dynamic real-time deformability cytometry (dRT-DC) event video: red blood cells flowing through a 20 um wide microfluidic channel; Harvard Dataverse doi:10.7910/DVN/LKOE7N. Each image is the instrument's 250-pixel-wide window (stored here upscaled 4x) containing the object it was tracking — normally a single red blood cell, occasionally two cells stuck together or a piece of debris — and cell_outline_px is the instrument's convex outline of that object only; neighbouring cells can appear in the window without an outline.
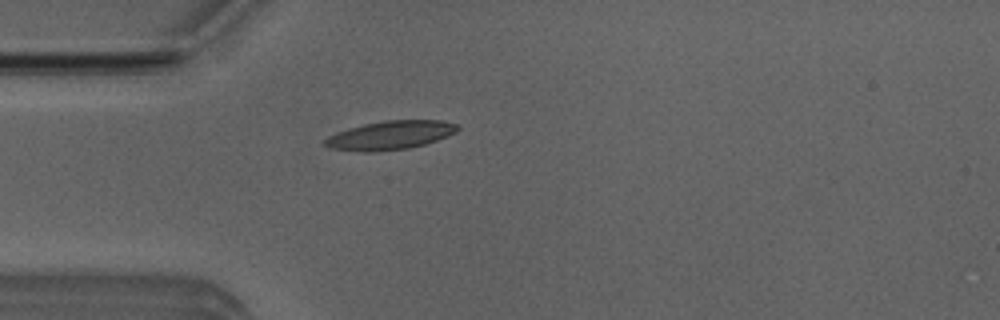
{"species": "Egyptian fruit bat (a non-hibernating species)", "species_latin": "Rousettus aegyptiacus", "temperature_condition": "room temperature", "stored_images_in_passage": 51, "camera_frame_rate_fps": 3000, "um_per_image_px": 0.085, "animal": {"sex": "male"}, "frame": {"image": 1, "passage_image": 14, "time_ms": 4.333, "image_size_px": [1000, 320], "cell_outline_px": [[460, 128], [456, 132], [448, 136], [424, 144], [408, 148], [368, 152], [364, 152], [332, 148], [324, 144], [324, 140], [328, 136], [336, 132], [348, 128], [364, 124], [384, 120], [444, 120], [456, 124]], "centroid_in_image_um": [33.18, 11.48], "position_along_channel_um": 51.8, "area_um2": 22.08}}
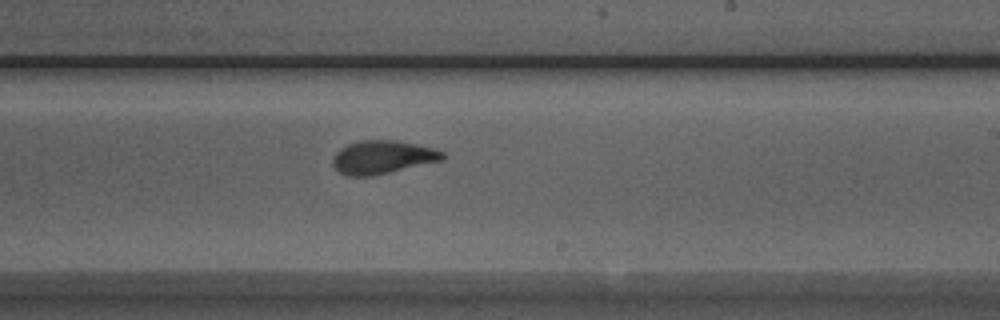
{"frame": {"image": 2, "passage_image": 30, "time_ms": 9.667, "image_size_px": [1000, 320], "cell_outline_px": [[444, 160], [372, 176], [348, 176], [340, 172], [332, 164], [332, 156], [340, 148], [348, 144], [360, 140], [392, 140], [416, 144], [432, 148], [444, 152]], "centroid_in_image_um": [32.49, 13.36], "position_along_channel_um": 256.5, "area_um2": 21.27}}
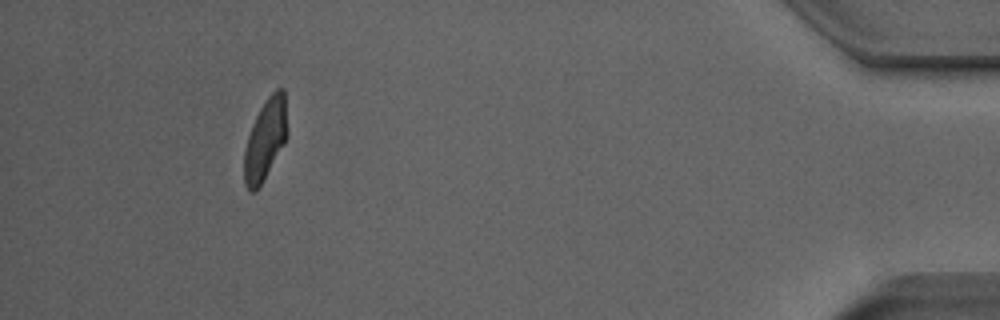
{"frame": {"image": 3, "passage_image": 47, "time_ms": 15.333, "image_size_px": [1000, 320], "cell_outline_px": [[288, 136], [284, 144], [256, 192], [252, 192], [244, 184], [244, 152], [248, 136], [252, 124], [260, 108], [268, 96], [276, 88], [284, 88], [288, 132]], "centroid_in_image_um": [22.56, 11.83], "position_along_channel_um": 412.6, "area_um2": 20.35}, "authors_computed_cell_mechanics": {"area_um2": 21.0392, "velocity_mm_per_s": 3.9793, "shape_relaxation_time_tau1_ms": 3.8839, "shape_relaxation_time_tau2_ms": 1.2465, "deformation_change_tau1": 0.173, "deformation_change_tau2": 0.0896}}